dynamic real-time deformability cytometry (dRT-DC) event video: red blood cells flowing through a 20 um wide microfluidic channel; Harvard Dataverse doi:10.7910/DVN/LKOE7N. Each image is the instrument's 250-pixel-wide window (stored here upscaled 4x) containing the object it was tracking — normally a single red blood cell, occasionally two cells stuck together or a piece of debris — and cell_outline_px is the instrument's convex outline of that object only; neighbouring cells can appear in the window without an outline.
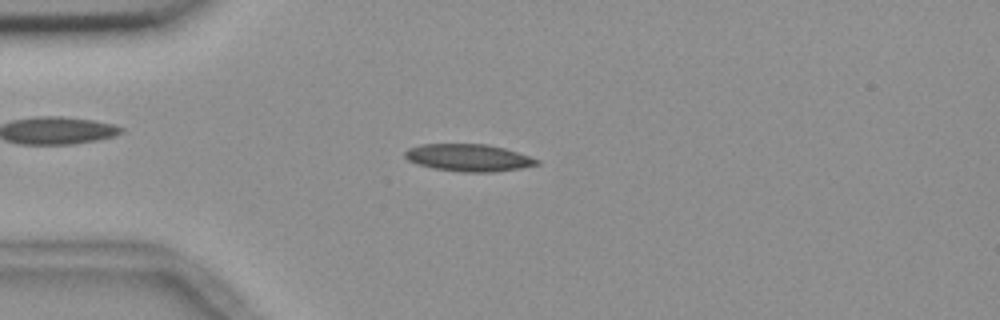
{"species": "common noctule bat (a hibernating species)", "species_latin": "Nyctalus noctula", "temperature_condition": "room temperature", "stored_images_in_passage": 54, "camera_frame_rate_fps": 3000, "um_per_image_px": 0.085, "animal": {"sex": "female", "body_mass_g": 18.4}, "frame": {"image": 1, "passage_image": 13, "time_ms": 4.0, "image_size_px": [1000, 320], "cell_outline_px": [[540, 164], [520, 168], [492, 172], [464, 172], [432, 168], [416, 164], [408, 160], [404, 156], [404, 152], [408, 148], [424, 144], [484, 144], [504, 148], [540, 160]], "centroid_in_image_um": [39.8, 13.41], "position_along_channel_um": 45.2, "area_um2": 20.81}}
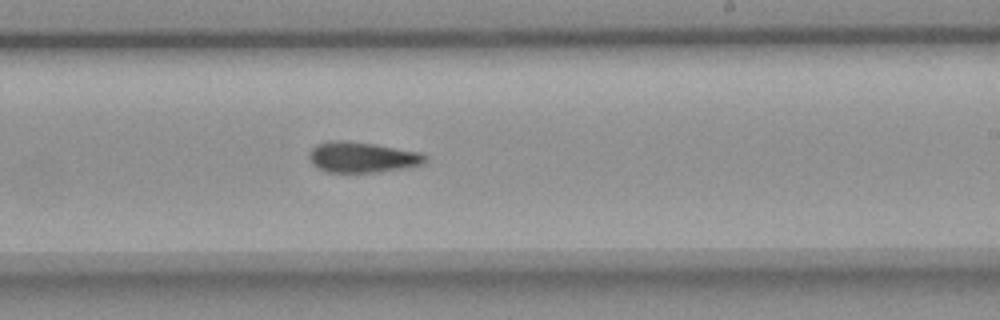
{"frame": {"image": 2, "passage_image": 32, "time_ms": 10.333, "image_size_px": [1000, 320], "cell_outline_px": [[428, 160], [420, 164], [408, 168], [380, 172], [324, 172], [312, 164], [308, 156], [308, 152], [316, 144], [332, 140], [348, 140], [420, 152], [428, 156]], "centroid_in_image_um": [30.76, 13.37], "position_along_channel_um": 258.2, "area_um2": 20.92}}
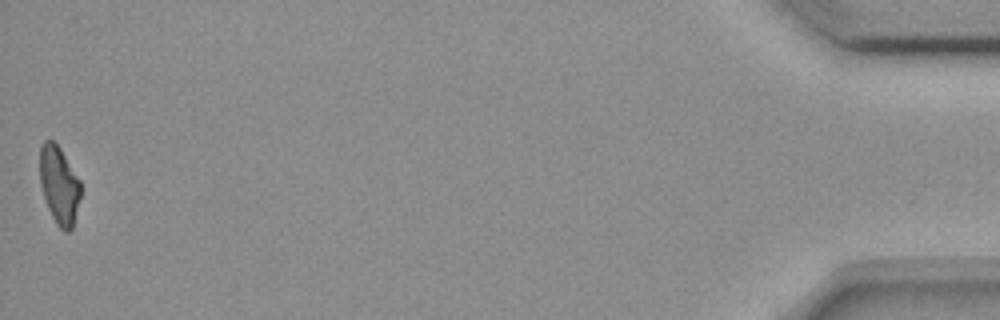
{"frame": {"image": 3, "passage_image": 54, "time_ms": 17.667, "image_size_px": [1000, 320], "cell_outline_px": [[80, 196], [72, 228], [68, 232], [64, 232], [56, 224], [48, 208], [40, 184], [40, 148], [44, 140], [52, 140], [60, 148], [80, 180]], "centroid_in_image_um": [5.02, 15.73], "position_along_channel_um": 430.2, "area_um2": 18.32}}